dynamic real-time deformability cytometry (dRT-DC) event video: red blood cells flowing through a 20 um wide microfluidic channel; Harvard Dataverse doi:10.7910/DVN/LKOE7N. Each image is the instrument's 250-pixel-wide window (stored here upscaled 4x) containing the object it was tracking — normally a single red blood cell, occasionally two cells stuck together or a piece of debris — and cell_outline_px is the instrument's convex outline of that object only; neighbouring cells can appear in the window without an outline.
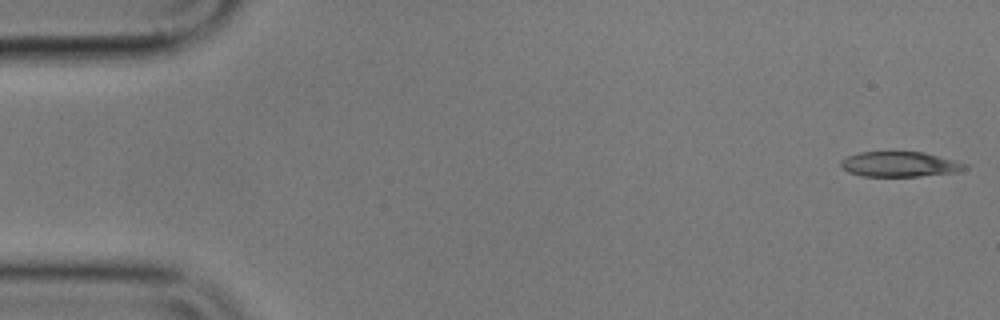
{"species": "common noctule bat (a hibernating species)", "species_latin": "Nyctalus noctula", "temperature_condition": "cold", "stored_images_in_passage": 54, "camera_frame_rate_fps": 3000, "um_per_image_px": 0.085, "animal": {"sex": "male", "body_mass_g": 17.9}, "frame": {"image": 1, "passage_image": 1, "time_ms": 0.0, "image_size_px": [1000, 320], "cell_outline_px": [[968, 168], [956, 172], [920, 176], [864, 176], [848, 172], [840, 164], [840, 160], [848, 156], [860, 152], [924, 152], [968, 164]], "centroid_in_image_um": [76.48, 13.96], "position_along_channel_um": 8.5, "area_um2": 18.03}}
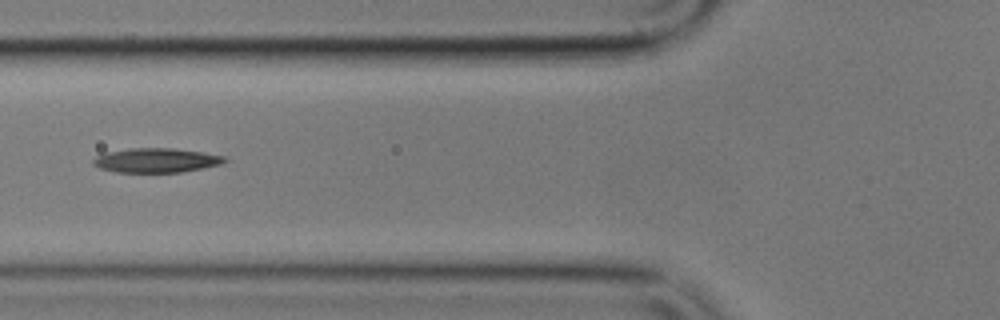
{"frame": {"image": 2, "passage_image": 20, "time_ms": 6.333, "image_size_px": [1000, 320], "cell_outline_px": [[228, 160], [220, 164], [180, 172], [116, 172], [100, 168], [92, 164], [92, 160], [96, 156], [104, 152], [128, 148], [172, 148], [204, 152], [228, 156]], "centroid_in_image_um": [13.26, 13.61], "position_along_channel_um": 112.5, "area_um2": 18.79}}
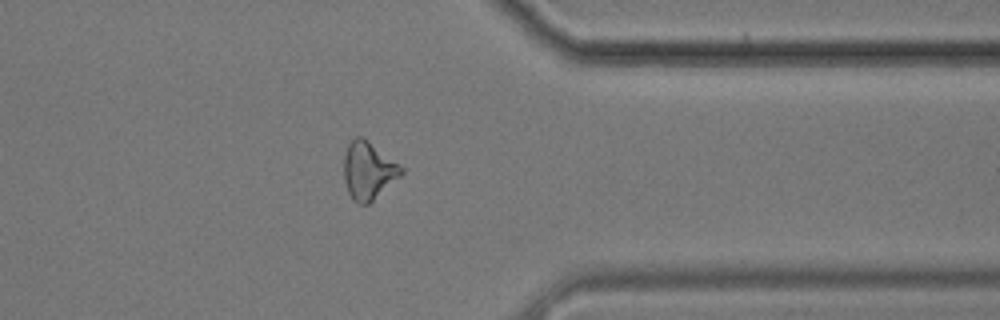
{"frame": {"image": 3, "passage_image": 43, "time_ms": 14.0, "image_size_px": [1000, 320], "cell_outline_px": [[404, 172], [400, 176], [368, 204], [356, 204], [352, 200], [348, 192], [344, 180], [344, 156], [348, 144], [356, 136], [360, 136], [368, 140], [404, 168]], "centroid_in_image_um": [31.29, 14.51], "position_along_channel_um": 380.1, "area_um2": 19.13}, "authors_computed_cell_mechanics": {"area_um2": 18.9584, "velocity_mm_per_s": 3.606, "shape_relaxation_time_tau1_ms": 5.6128, "shape_relaxation_time_tau2_ms": 9.2822, "deformation_change_tau1": 0.1371, "deformation_change_tau2": 0.238}}